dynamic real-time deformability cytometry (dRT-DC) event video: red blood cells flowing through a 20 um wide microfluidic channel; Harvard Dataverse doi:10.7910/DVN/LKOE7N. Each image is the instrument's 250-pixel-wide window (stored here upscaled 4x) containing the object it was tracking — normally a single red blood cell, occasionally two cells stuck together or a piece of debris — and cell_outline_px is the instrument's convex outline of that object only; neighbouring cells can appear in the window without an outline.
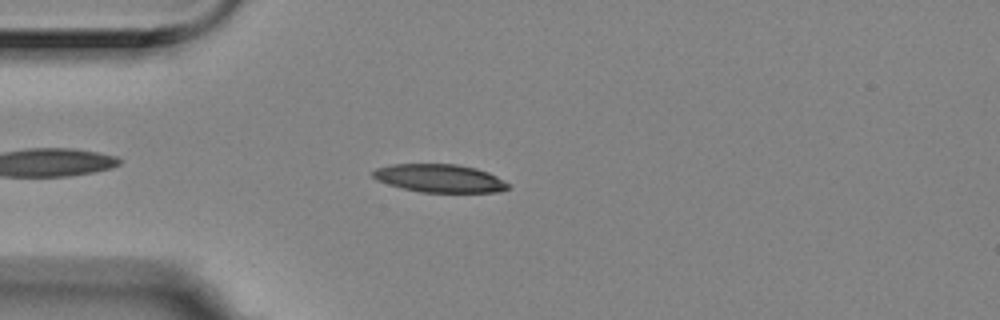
{"species": "Egyptian fruit bat (a non-hibernating species)", "species_latin": "Rousettus aegyptiacus", "temperature_condition": "room temperature", "stored_images_in_passage": 32, "camera_frame_rate_fps": 3000, "um_per_image_px": 0.085, "animal": {"sex": "female"}, "frame": {"image": 1, "passage_image": 6, "time_ms": 1.667, "image_size_px": [1000, 320], "cell_outline_px": [[512, 184], [508, 188], [500, 192], [420, 192], [388, 184], [376, 180], [372, 176], [372, 172], [376, 168], [392, 164], [456, 164], [476, 168], [488, 172]], "centroid_in_image_um": [37.39, 15.15], "position_along_channel_um": 47.6, "area_um2": 22.2}}
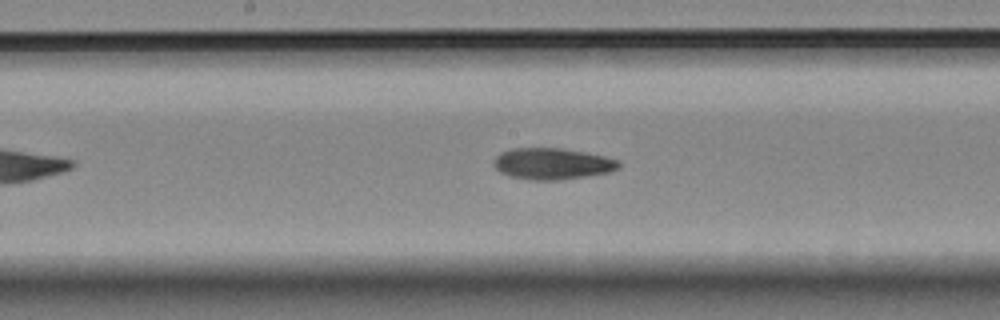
{"frame": {"image": 2, "passage_image": 20, "time_ms": 6.333, "image_size_px": [1000, 320], "cell_outline_px": [[620, 168], [608, 172], [560, 180], [532, 180], [508, 176], [500, 172], [492, 164], [492, 160], [500, 152], [512, 148], [560, 148], [584, 152], [604, 156], [616, 160], [620, 164]], "centroid_in_image_um": [46.88, 13.91], "position_along_channel_um": 201.3, "area_um2": 22.83}}
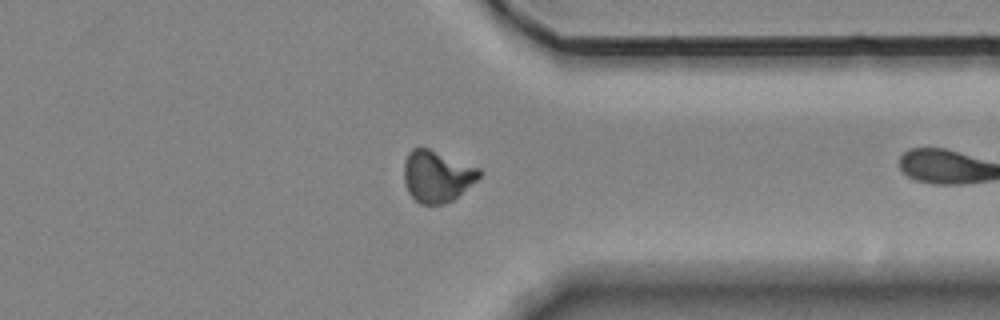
{"frame": {"image": 3, "passage_image": 31, "time_ms": 10.0, "image_size_px": [1000, 320], "cell_outline_px": [[484, 172], [476, 180], [452, 200], [444, 204], [420, 204], [408, 192], [404, 184], [404, 160], [408, 152], [412, 148], [428, 148], [480, 168]], "centroid_in_image_um": [37.12, 14.97], "position_along_channel_um": 374.3, "area_um2": 22.54}}